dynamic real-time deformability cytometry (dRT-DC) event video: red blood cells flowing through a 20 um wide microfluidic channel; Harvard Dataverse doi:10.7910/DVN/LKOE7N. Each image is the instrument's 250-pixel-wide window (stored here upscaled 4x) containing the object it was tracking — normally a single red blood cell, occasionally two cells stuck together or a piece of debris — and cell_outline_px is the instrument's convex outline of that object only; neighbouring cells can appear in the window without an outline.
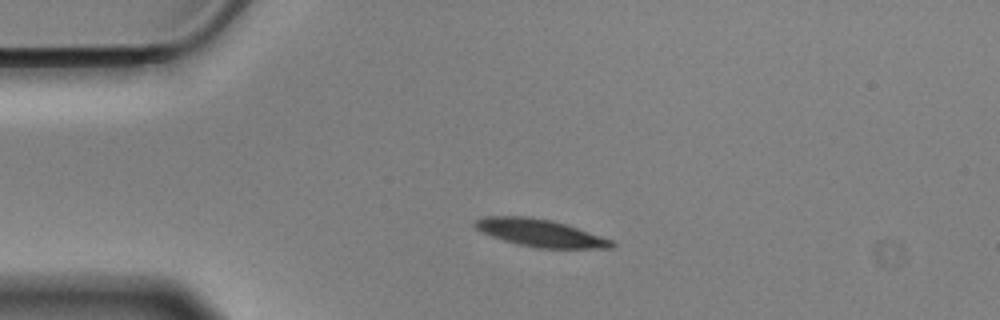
{"species": "Egyptian fruit bat (a non-hibernating species)", "species_latin": "Rousettus aegyptiacus", "temperature_condition": "cold", "stored_images_in_passage": 41, "camera_frame_rate_fps": 3000, "um_per_image_px": 0.085, "animal": {"sex": "male"}, "frame": {"image": 1, "passage_image": 1, "time_ms": 0.0, "image_size_px": [1000, 320], "cell_outline_px": [[616, 248], [536, 248], [516, 244], [492, 236], [476, 228], [472, 224], [476, 220], [484, 216], [528, 216], [552, 220], [612, 240], [616, 244]], "centroid_in_image_um": [45.9, 19.8], "position_along_channel_um": 39.1, "area_um2": 21.68}}
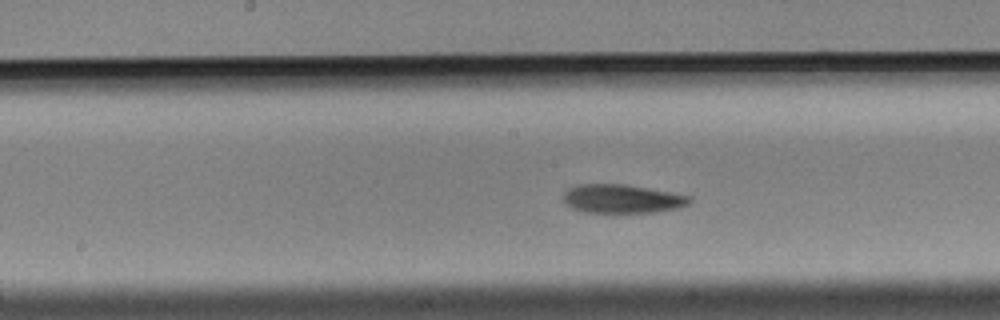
{"frame": {"image": 2, "passage_image": 17, "time_ms": 5.333, "image_size_px": [1000, 320], "cell_outline_px": [[692, 200], [688, 204], [676, 208], [656, 212], [584, 212], [572, 208], [564, 204], [564, 192], [568, 188], [576, 184], [628, 184], [672, 192], [692, 196]], "centroid_in_image_um": [52.87, 16.88], "position_along_channel_um": 195.3, "area_um2": 21.27}}
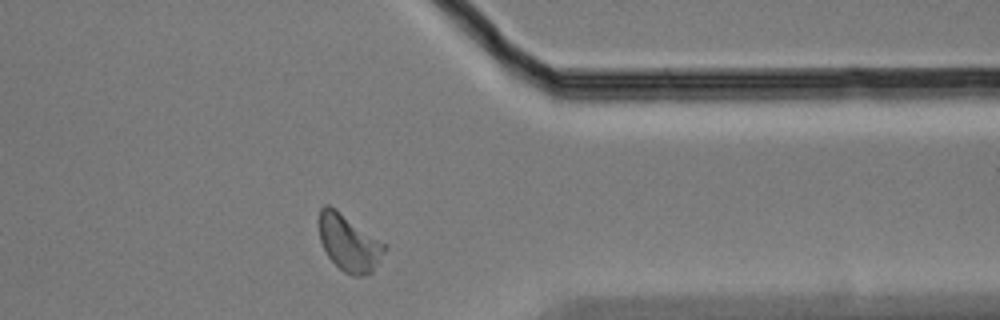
{"frame": {"image": 3, "passage_image": 34, "time_ms": 11.0, "image_size_px": [1000, 320], "cell_outline_px": [[388, 248], [372, 272], [364, 276], [352, 276], [344, 272], [328, 256], [320, 240], [316, 220], [320, 208], [324, 204], [328, 204], [388, 244]], "centroid_in_image_um": [29.66, 20.62], "position_along_channel_um": 381.7, "area_um2": 22.02}, "authors_computed_cell_mechanics": {"area_um2": 21.1548, "velocity_mm_per_s": 3.4756, "shape_relaxation_time_tau1_ms": 3.2172, "shape_relaxation_time_tau2_ms": 5.8111, "deformation_change_tau1": 0.1266, "deformation_change_tau2": 0.1202}}